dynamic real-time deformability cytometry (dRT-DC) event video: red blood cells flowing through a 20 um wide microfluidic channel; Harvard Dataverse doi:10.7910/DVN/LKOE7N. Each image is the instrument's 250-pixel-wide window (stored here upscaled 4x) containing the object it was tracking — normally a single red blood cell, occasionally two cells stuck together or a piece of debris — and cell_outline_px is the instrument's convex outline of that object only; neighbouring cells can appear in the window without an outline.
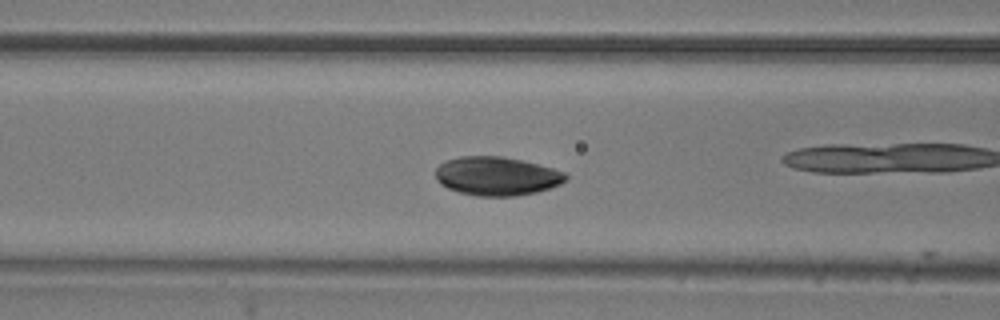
{"species": "common noctule bat (a hibernating species)", "species_latin": "Nyctalus noctula", "temperature_condition": "room temperature", "stored_images_in_passage": 21, "camera_frame_rate_fps": 3000, "um_per_image_px": 0.085, "animal": {"sex": "male", "body_mass_g": 20.5, "forearm_length_mm": 52.5}, "frame": {"image": 1, "passage_image": 20, "time_ms": 6.333, "image_size_px": [1000, 320], "cell_outline_px": [[568, 180], [560, 184], [536, 192], [516, 196], [476, 196], [460, 192], [448, 188], [440, 184], [436, 180], [436, 168], [440, 164], [448, 160], [460, 156], [504, 156], [552, 168], [564, 172], [568, 176]], "centroid_in_image_um": [42.22, 14.97], "position_along_channel_um": 124.4, "area_um2": 29.3}}